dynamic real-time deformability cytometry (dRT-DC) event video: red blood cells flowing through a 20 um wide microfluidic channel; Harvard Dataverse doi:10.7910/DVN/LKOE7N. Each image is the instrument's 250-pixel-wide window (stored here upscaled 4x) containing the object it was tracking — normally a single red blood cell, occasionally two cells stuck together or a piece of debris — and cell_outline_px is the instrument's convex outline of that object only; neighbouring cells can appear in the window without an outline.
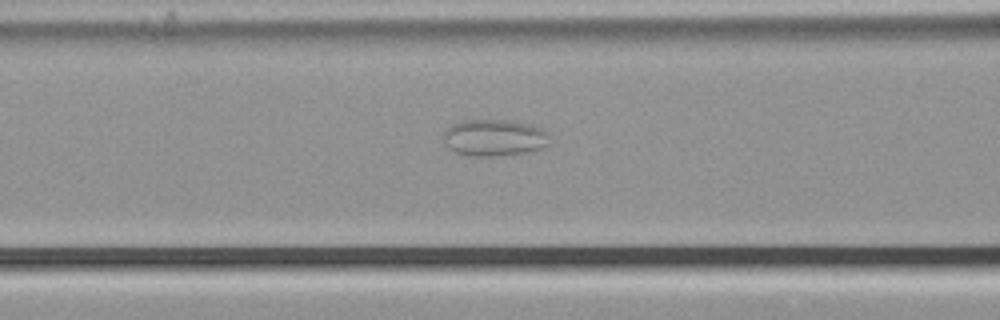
{"species": "common noctule bat (a hibernating species)", "species_latin": "Nyctalus noctula", "temperature_condition": "cold", "stored_images_in_passage": 47, "camera_frame_rate_fps": 3000, "um_per_image_px": 0.085, "animal": {"sex": "male", "body_mass_g": 21.5, "forearm_length_mm": 52.0}, "frame": {"image": 1, "passage_image": 15, "time_ms": 4.667, "image_size_px": [1000, 320], "cell_outline_px": [[548, 144], [540, 148], [528, 152], [496, 156], [468, 156], [452, 152], [444, 144], [444, 132], [452, 124], [464, 120], [508, 120], [528, 124], [544, 128], [548, 132]], "centroid_in_image_um": [41.98, 11.71], "position_along_channel_um": 124.6, "area_um2": 22.89}}
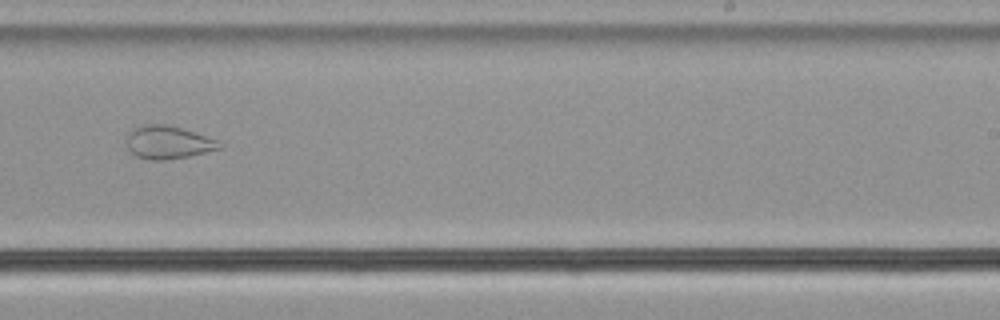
{"frame": {"image": 2, "passage_image": 27, "time_ms": 8.667, "image_size_px": [1000, 320], "cell_outline_px": [[224, 144], [220, 148], [188, 156], [164, 160], [148, 160], [136, 156], [128, 148], [124, 140], [128, 132], [132, 128], [140, 124], [168, 124], [216, 140]], "centroid_in_image_um": [14.19, 12.09], "position_along_channel_um": 274.8, "area_um2": 17.86}}
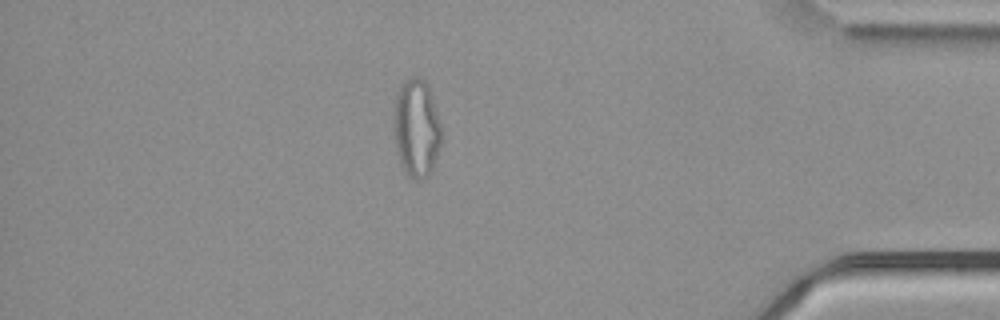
{"frame": {"image": 3, "passage_image": 40, "time_ms": 13.0, "image_size_px": [1000, 320], "cell_outline_px": [[440, 144], [432, 168], [420, 180], [412, 180], [404, 172], [400, 164], [396, 152], [392, 120], [392, 116], [396, 92], [400, 84], [412, 76], [420, 76], [424, 80], [428, 88], [440, 124]], "centroid_in_image_um": [35.32, 10.88], "position_along_channel_um": 399.9, "area_um2": 27.28}, "authors_computed_cell_mechanics": {"area_um2": 26.2412, "velocity_mm_per_s": 3.7582, "shape_relaxation_time_tau1_ms": null, "shape_relaxation_time_tau2_ms": 0.7578, "deformation_change_tau1": null, "deformation_change_tau2": 0.0638}}